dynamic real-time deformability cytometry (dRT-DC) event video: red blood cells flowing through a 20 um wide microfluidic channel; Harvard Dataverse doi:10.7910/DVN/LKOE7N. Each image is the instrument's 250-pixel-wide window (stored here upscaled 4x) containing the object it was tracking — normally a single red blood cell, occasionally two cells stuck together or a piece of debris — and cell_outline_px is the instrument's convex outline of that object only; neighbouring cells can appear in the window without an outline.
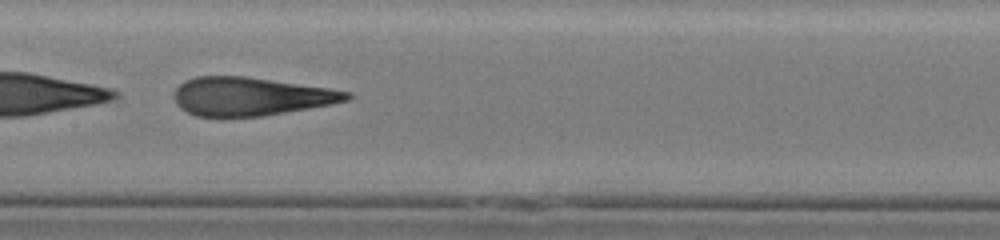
{"species": "human", "species_latin": "Homo sapiens", "temperature_condition": "cold", "stored_images_in_passage": 51, "camera_frame_rate_fps": 3000, "um_per_image_px": 0.085, "donor": {"sex": "male"}, "frame": {"image": 1, "passage_image": 26, "time_ms": 8.333, "image_size_px": [1000, 240], "cell_outline_px": [[352, 96], [348, 100], [308, 108], [260, 116], [196, 116], [180, 108], [176, 104], [172, 96], [176, 88], [184, 80], [196, 76], [244, 76], [328, 88], [352, 92]], "centroid_in_image_um": [21.25, 8.18], "position_along_channel_um": 186.2, "area_um2": 38.26}}
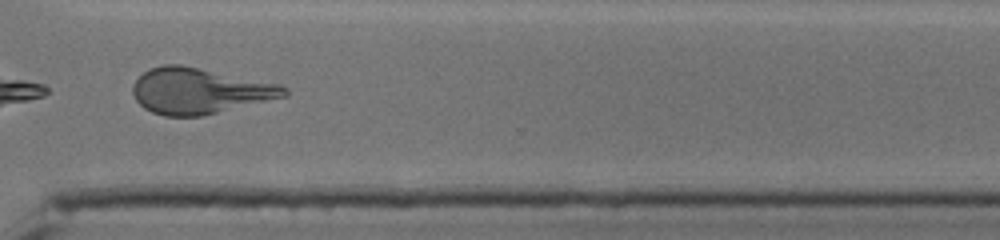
{"frame": {"image": 2, "passage_image": 39, "time_ms": 12.667, "image_size_px": [1000, 240], "cell_outline_px": [[288, 96], [200, 116], [164, 116], [152, 112], [144, 108], [136, 100], [132, 92], [132, 84], [148, 68], [164, 64], [180, 64], [280, 84], [288, 88]], "centroid_in_image_um": [16.94, 7.72], "position_along_channel_um": 353.7, "area_um2": 40.34}}